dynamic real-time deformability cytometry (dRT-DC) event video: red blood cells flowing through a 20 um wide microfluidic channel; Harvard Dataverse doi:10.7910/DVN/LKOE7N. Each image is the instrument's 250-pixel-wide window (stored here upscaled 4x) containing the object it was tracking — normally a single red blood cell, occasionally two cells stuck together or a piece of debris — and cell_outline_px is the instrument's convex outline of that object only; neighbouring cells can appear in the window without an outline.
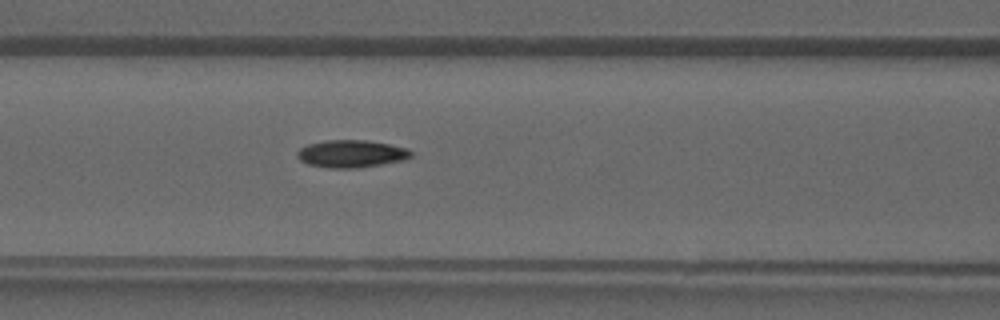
{"species": "common noctule bat (a hibernating species)", "species_latin": "Nyctalus noctula", "temperature_condition": "warm", "stored_images_in_passage": 26, "camera_frame_rate_fps": 3000, "um_per_image_px": 0.085, "animal": {"sex": "male", "forearm_length_mm": 52.5}, "frame": {"image": 1, "passage_image": 8, "time_ms": 2.333, "image_size_px": [1000, 320], "cell_outline_px": [[412, 156], [408, 160], [356, 168], [328, 168], [308, 164], [300, 160], [296, 156], [296, 152], [300, 148], [308, 144], [328, 140], [368, 140], [408, 148], [412, 152]], "centroid_in_image_um": [29.88, 13.07], "position_along_channel_um": 136.7, "area_um2": 18.38}}
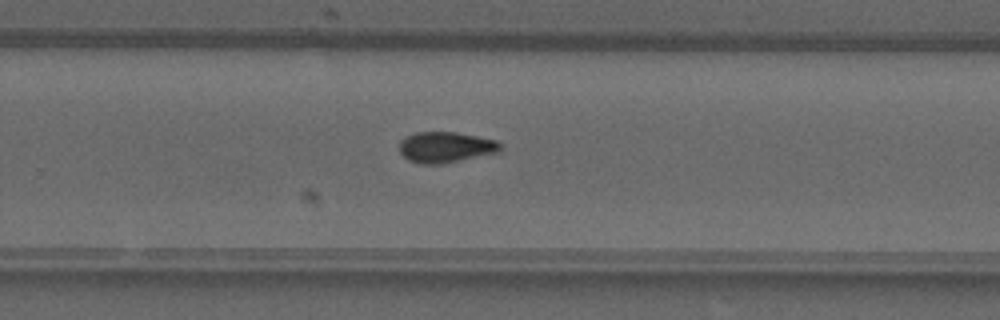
{"frame": {"image": 2, "passage_image": 17, "time_ms": 5.333, "image_size_px": [1000, 320], "cell_outline_px": [[500, 152], [440, 164], [420, 164], [408, 160], [400, 152], [400, 140], [404, 136], [416, 132], [456, 132], [496, 140], [500, 144]], "centroid_in_image_um": [37.85, 12.51], "position_along_channel_um": 292.0, "area_um2": 18.09}}
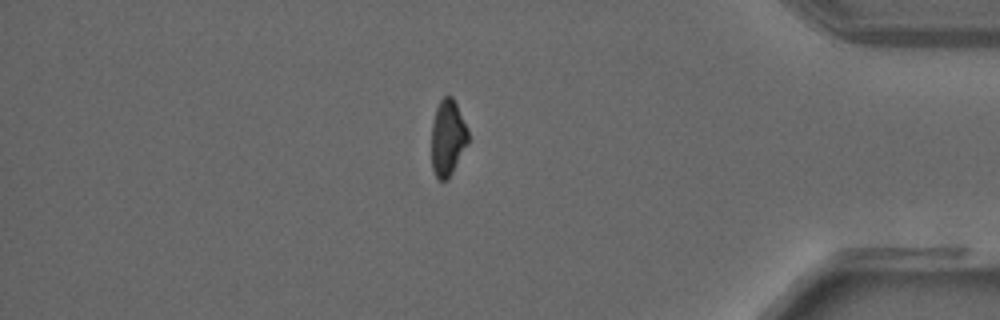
{"frame": {"image": 3, "passage_image": 25, "time_ms": 8.0, "image_size_px": [1000, 320], "cell_outline_px": [[468, 144], [448, 180], [440, 180], [436, 176], [432, 168], [432, 124], [436, 108], [440, 100], [444, 96], [452, 96], [468, 128]], "centroid_in_image_um": [38.06, 11.72], "position_along_channel_um": 397.1, "area_um2": 16.24}}